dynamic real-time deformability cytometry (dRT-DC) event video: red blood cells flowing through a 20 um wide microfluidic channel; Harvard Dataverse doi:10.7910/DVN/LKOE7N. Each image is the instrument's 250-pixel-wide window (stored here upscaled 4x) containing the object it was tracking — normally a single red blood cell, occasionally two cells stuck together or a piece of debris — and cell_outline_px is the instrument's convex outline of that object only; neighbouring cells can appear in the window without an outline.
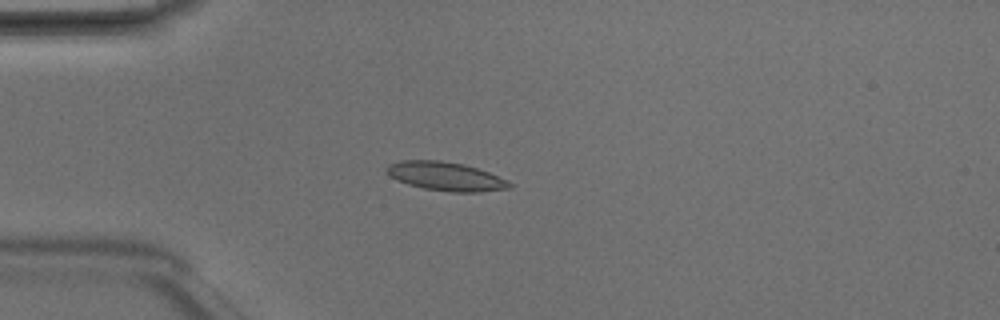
{"species": "Egyptian fruit bat (a non-hibernating species)", "species_latin": "Rousettus aegyptiacus", "temperature_condition": "room temperature", "stored_images_in_passage": 4, "camera_frame_rate_fps": 3000, "um_per_image_px": 0.085, "animal": {"sex": "male"}, "frame": {"image": 1, "passage_image": 3, "time_ms": 0.667, "image_size_px": [1000, 320], "cell_outline_px": [[516, 184], [508, 188], [480, 192], [452, 192], [424, 188], [408, 184], [396, 180], [384, 168], [388, 164], [400, 160], [440, 160], [464, 164], [488, 172], [508, 180]], "centroid_in_image_um": [37.9, 14.98], "position_along_channel_um": 47.1, "area_um2": 20.58}}